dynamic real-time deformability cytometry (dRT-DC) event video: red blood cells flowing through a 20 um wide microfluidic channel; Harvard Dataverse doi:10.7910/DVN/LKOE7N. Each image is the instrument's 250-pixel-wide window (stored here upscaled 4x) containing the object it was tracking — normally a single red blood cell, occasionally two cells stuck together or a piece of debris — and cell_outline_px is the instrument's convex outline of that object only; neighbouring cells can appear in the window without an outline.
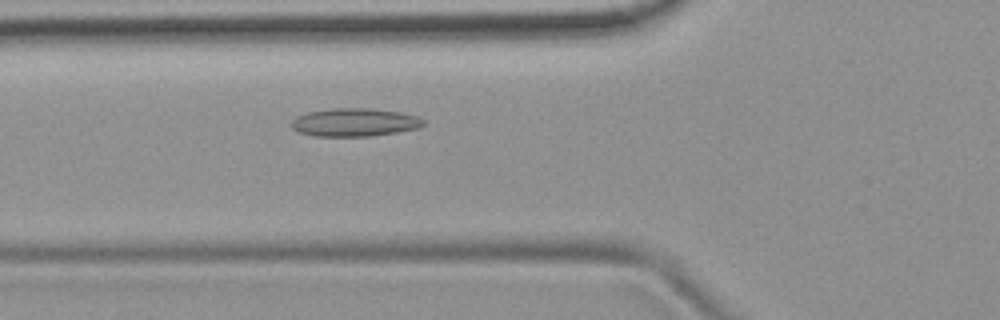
{"species": "common noctule bat (a hibernating species)", "species_latin": "Nyctalus noctula", "temperature_condition": "room temperature", "stored_images_in_passage": 36, "camera_frame_rate_fps": 3000, "um_per_image_px": 0.085, "animal": {"sex": "female", "body_mass_g": 19.9}, "frame": {"image": 1, "passage_image": 3, "time_ms": 0.667, "image_size_px": [1000, 320], "cell_outline_px": [[424, 124], [420, 128], [396, 132], [368, 136], [316, 136], [296, 132], [288, 124], [296, 116], [308, 112], [332, 108], [372, 108], [400, 112], [416, 116], [424, 120]], "centroid_in_image_um": [30.09, 10.39], "position_along_channel_um": 95.7, "area_um2": 21.79}}
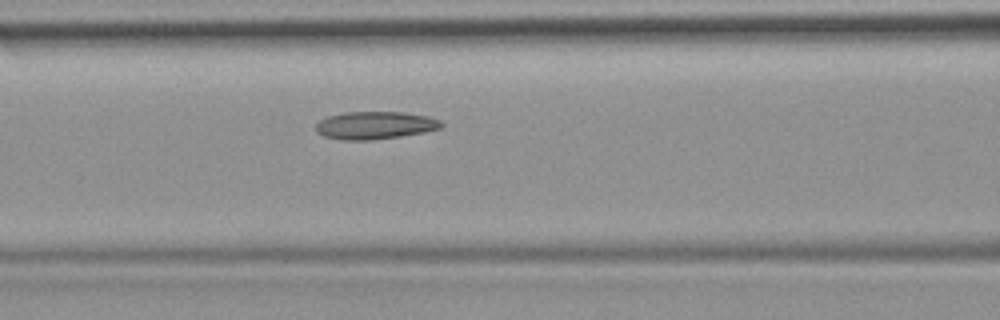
{"frame": {"image": 2, "passage_image": 6, "time_ms": 1.667, "image_size_px": [1000, 320], "cell_outline_px": [[444, 124], [440, 128], [424, 132], [400, 136], [372, 140], [340, 140], [324, 136], [316, 132], [316, 124], [320, 120], [328, 116], [344, 112], [404, 112], [428, 116], [440, 120]], "centroid_in_image_um": [31.86, 10.65], "position_along_channel_um": 134.7, "area_um2": 20.29}}
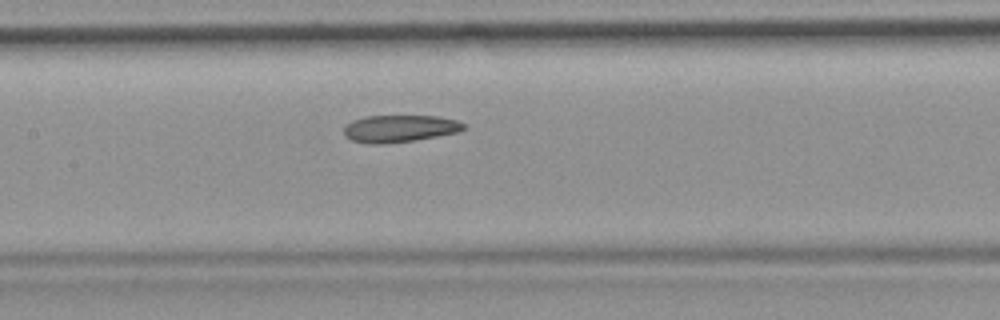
{"frame": {"image": 3, "passage_image": 9, "time_ms": 2.667, "image_size_px": [1000, 320], "cell_outline_px": [[468, 128], [460, 132], [412, 140], [380, 144], [368, 144], [352, 140], [344, 136], [344, 128], [352, 120], [364, 116], [436, 116], [456, 120], [468, 124]], "centroid_in_image_um": [34.0, 10.92], "position_along_channel_um": 173.4, "area_um2": 19.02}, "authors_computed_cell_mechanics": {"area_um2": 19.652, "velocity_mm_per_s": 3.8787, "shape_relaxation_time_tau1_ms": null, "shape_relaxation_time_tau2_ms": 1.48, "deformation_change_tau1": null, "deformation_change_tau2": 0.0679}}